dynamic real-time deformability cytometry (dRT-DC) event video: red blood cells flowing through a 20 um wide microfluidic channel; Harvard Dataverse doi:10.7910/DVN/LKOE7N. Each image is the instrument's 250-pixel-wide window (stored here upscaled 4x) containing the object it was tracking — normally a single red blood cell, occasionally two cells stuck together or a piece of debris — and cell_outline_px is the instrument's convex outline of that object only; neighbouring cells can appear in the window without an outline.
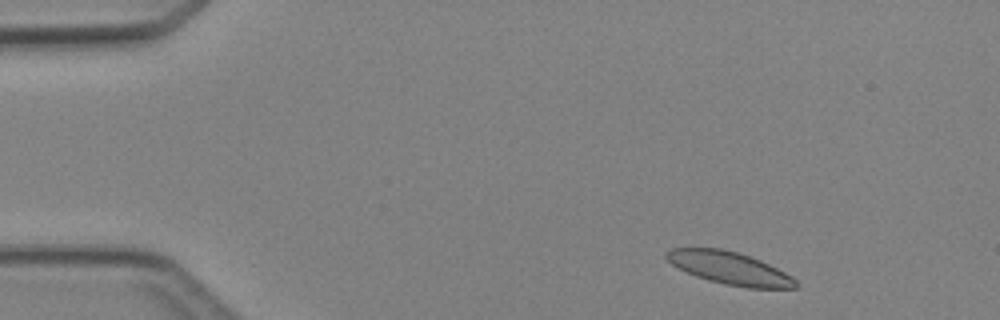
{"species": "Egyptian fruit bat (a non-hibernating species)", "species_latin": "Rousettus aegyptiacus", "temperature_condition": "cold", "stored_images_in_passage": 4, "camera_frame_rate_fps": 3000, "um_per_image_px": 0.085, "animal": {"sex": "female"}, "frame": {"image": 1, "passage_image": 1, "time_ms": 0.0, "image_size_px": [1000, 320], "cell_outline_px": [[796, 288], [748, 288], [724, 284], [708, 280], [696, 276], [672, 264], [664, 256], [664, 252], [672, 248], [720, 248], [736, 252], [760, 260], [792, 276], [796, 280]], "centroid_in_image_um": [61.99, 22.79], "position_along_channel_um": 23.0, "area_um2": 24.28}}
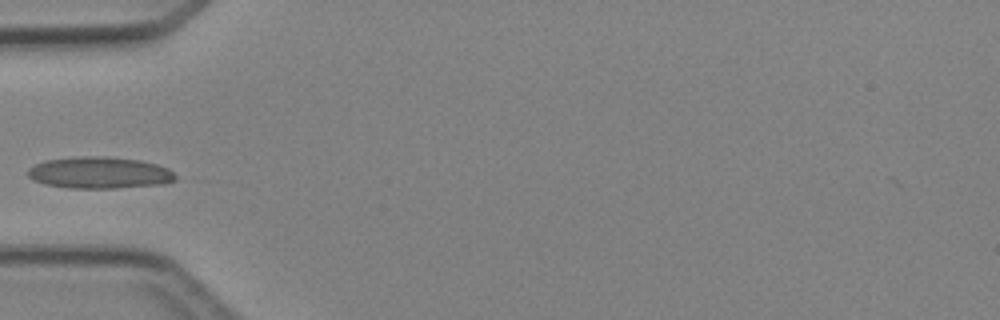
{"frame": {"image": 2, "passage_image": 4, "time_ms": 3.333, "image_size_px": [1000, 320], "cell_outline_px": [[176, 180], [164, 184], [116, 188], [68, 188], [44, 184], [32, 180], [28, 176], [28, 168], [44, 160], [76, 156], [108, 156], [140, 160], [156, 164], [168, 168], [176, 176]], "centroid_in_image_um": [8.44, 14.68], "position_along_channel_um": 76.6, "area_um2": 27.51}}